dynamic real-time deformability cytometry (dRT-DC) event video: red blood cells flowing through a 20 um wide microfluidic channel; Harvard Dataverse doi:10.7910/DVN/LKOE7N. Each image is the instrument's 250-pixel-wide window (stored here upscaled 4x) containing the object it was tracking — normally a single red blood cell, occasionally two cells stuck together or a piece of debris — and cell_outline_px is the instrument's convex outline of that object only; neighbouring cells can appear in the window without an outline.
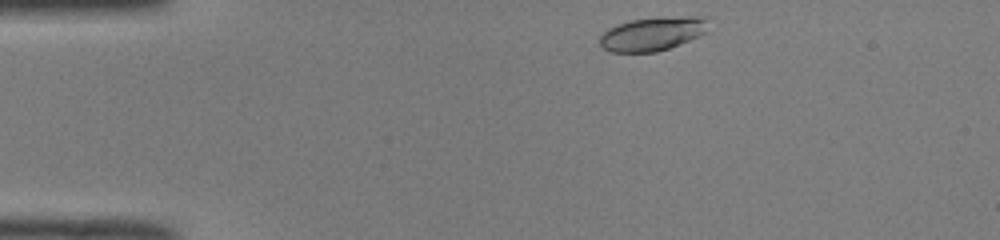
{"species": "common noctule bat (a hibernating species)", "species_latin": "Nyctalus noctula", "temperature_condition": "room temperature", "stored_images_in_passage": 42, "camera_frame_rate_fps": 3000, "um_per_image_px": 0.085, "animal": {"sex": "male", "body_mass_g": 19.0, "forearm_length_mm": 50.8}, "frame": {"image": 1, "passage_image": 1, "time_ms": 0.0, "image_size_px": [1000, 240], "cell_outline_px": [[704, 32], [688, 40], [668, 48], [656, 52], [608, 52], [600, 44], [600, 36], [608, 28], [616, 24], [632, 20], [660, 16], [696, 16], [704, 20]], "centroid_in_image_um": [55.34, 2.87], "position_along_channel_um": 29.7, "area_um2": 20.92}}
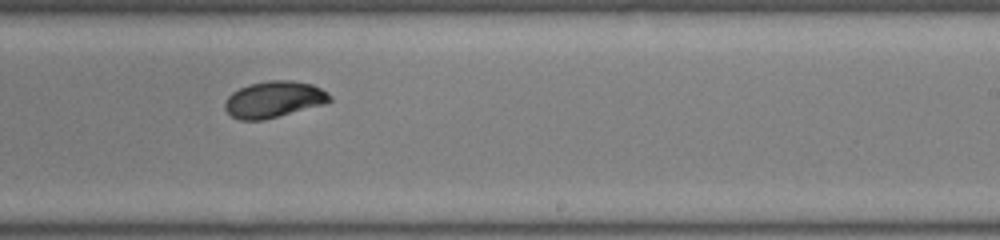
{"frame": {"image": 2, "passage_image": 23, "time_ms": 7.333, "image_size_px": [1000, 240], "cell_outline_px": [[332, 100], [328, 104], [264, 120], [240, 120], [232, 116], [224, 108], [224, 104], [228, 96], [232, 92], [248, 84], [268, 80], [292, 80], [312, 84], [328, 92], [332, 96]], "centroid_in_image_um": [23.33, 8.45], "position_along_channel_um": 265.7, "area_um2": 22.6}}
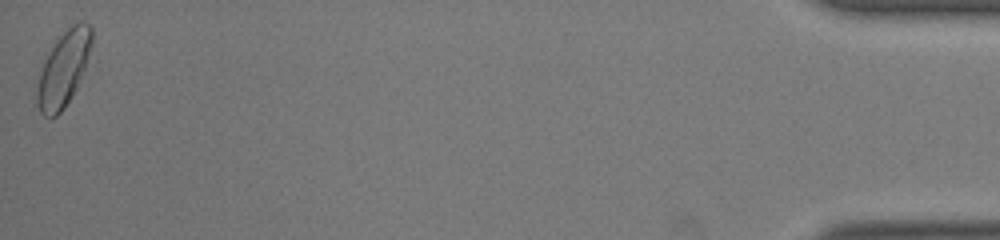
{"frame": {"image": 3, "passage_image": 42, "time_ms": 13.667, "image_size_px": [1000, 240], "cell_outline_px": [[92, 44], [84, 68], [76, 88], [64, 108], [56, 116], [44, 116], [40, 112], [36, 104], [36, 92], [40, 72], [44, 60], [56, 40], [72, 24], [80, 20], [84, 20], [92, 28]], "centroid_in_image_um": [5.39, 5.83], "position_along_channel_um": 429.8, "area_um2": 23.64}, "authors_computed_cell_mechanics": {"area_um2": 21.8484, "velocity_mm_per_s": 4.0427, "shape_relaxation_time_tau1_ms": 6.6976, "shape_relaxation_time_tau2_ms": 1.1978, "deformation_change_tau1": 0.1835, "deformation_change_tau2": 0.0414}}